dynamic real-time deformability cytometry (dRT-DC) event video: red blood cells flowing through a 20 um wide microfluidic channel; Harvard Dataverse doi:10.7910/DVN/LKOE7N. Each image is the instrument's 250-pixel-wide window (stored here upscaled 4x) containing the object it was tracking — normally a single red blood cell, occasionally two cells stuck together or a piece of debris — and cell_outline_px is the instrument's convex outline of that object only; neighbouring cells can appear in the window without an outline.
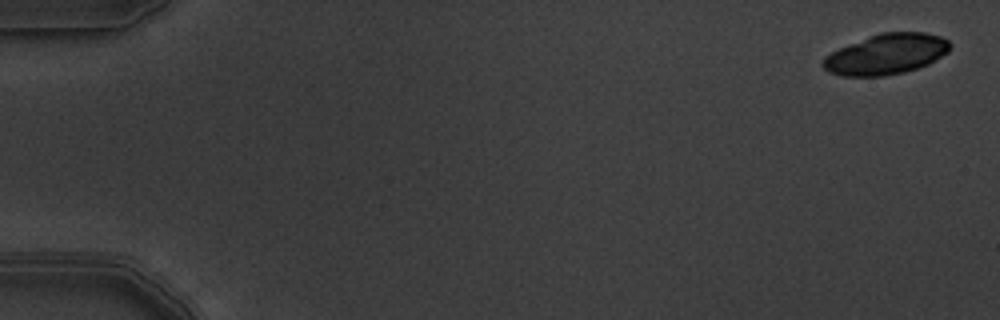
{"species": "common noctule bat (a hibernating species)", "species_latin": "Nyctalus noctula", "temperature_condition": "warm", "stored_images_in_passage": 7, "segment_of_instrument_passage": [1, 2], "camera_frame_rate_fps": 3000, "um_per_image_px": 0.085, "animal": {"sex": "male", "body_mass_g": 19.5, "forearm_length_mm": 54.6}, "frame": {"image": 1, "passage_image": 1, "time_ms": 0.0, "image_size_px": [1000, 320], "cell_outline_px": [[952, 44], [948, 52], [928, 64], [904, 72], [884, 76], [840, 76], [828, 72], [820, 64], [824, 56], [840, 48], [868, 36], [880, 32], [924, 32], [940, 36], [948, 40]], "centroid_in_image_um": [75.31, 4.6], "position_along_channel_um": 9.7, "area_um2": 30.06}}